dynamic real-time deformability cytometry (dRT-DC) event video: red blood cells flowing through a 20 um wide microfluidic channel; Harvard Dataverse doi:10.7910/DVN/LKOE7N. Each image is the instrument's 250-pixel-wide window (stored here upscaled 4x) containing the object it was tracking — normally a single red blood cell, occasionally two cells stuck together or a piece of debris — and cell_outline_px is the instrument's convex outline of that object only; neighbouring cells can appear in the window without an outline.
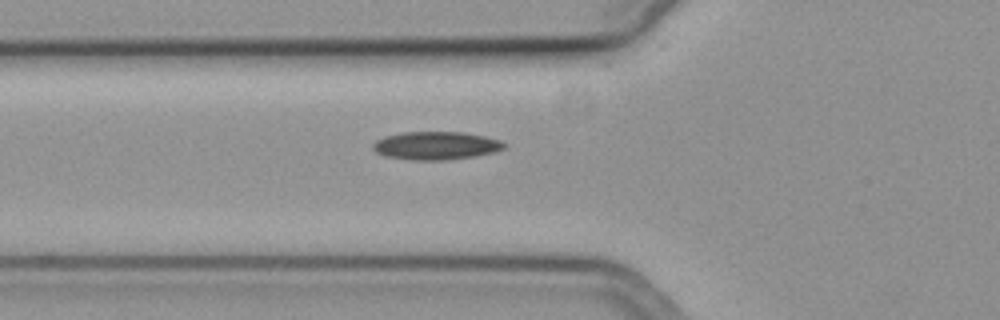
{"species": "common noctule bat (a hibernating species)", "species_latin": "Nyctalus noctula", "temperature_condition": "cold", "stored_images_in_passage": 8, "camera_frame_rate_fps": 3000, "um_per_image_px": 0.085, "animal": {"sex": "female", "body_mass_g": 19.3, "forearm_length_mm": 54.1}, "frame": {"image": 1, "passage_image": 4, "time_ms": 1.0, "image_size_px": [1000, 320], "cell_outline_px": [[508, 144], [504, 148], [496, 152], [476, 156], [448, 160], [412, 160], [388, 156], [376, 152], [372, 148], [372, 144], [376, 140], [384, 136], [404, 132], [464, 132], [484, 136], [500, 140]], "centroid_in_image_um": [37.09, 12.38], "position_along_channel_um": 88.7, "area_um2": 21.62}}
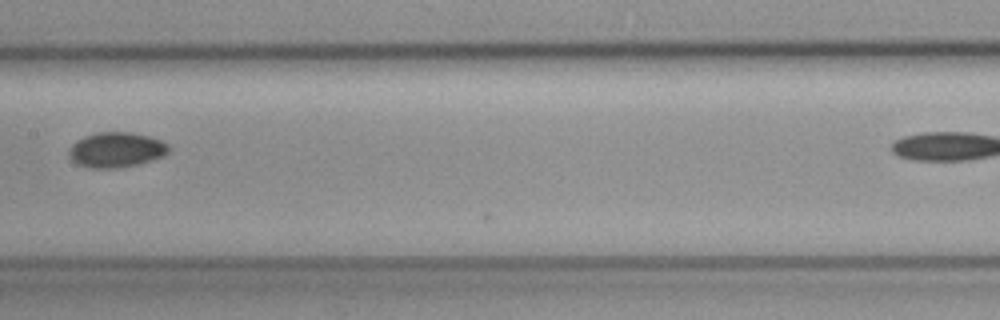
{"frame": {"image": 2, "passage_image": 7, "time_ms": 2.0, "image_size_px": [1000, 320], "cell_outline_px": [[168, 152], [164, 156], [140, 164], [116, 168], [92, 168], [76, 164], [68, 156], [68, 148], [76, 140], [84, 136], [96, 132], [132, 132], [148, 136], [160, 140], [168, 144]], "centroid_in_image_um": [9.84, 12.73], "position_along_channel_um": 197.6, "area_um2": 20.63}}